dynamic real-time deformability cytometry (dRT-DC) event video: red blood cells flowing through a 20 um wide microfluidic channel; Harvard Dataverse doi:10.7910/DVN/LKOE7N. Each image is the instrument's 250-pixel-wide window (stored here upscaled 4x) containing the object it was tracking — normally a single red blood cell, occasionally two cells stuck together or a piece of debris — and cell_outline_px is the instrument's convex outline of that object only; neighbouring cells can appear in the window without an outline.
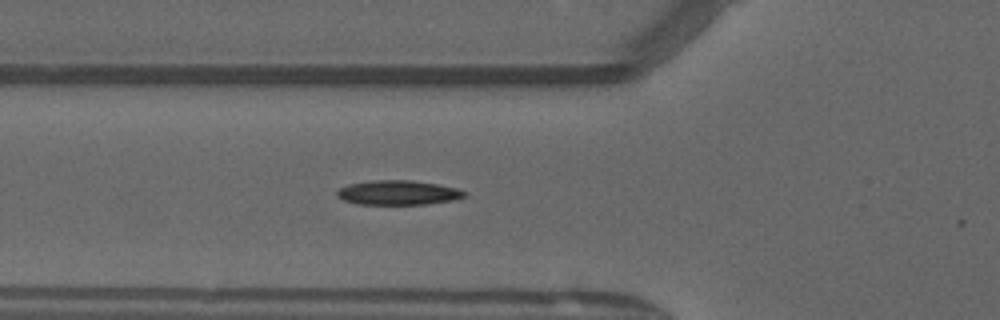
{"species": "common noctule bat (a hibernating species)", "species_latin": "Nyctalus noctula", "temperature_condition": "warm", "stored_images_in_passage": 3, "camera_frame_rate_fps": 3000, "um_per_image_px": 0.085, "animal": {"sex": "male", "forearm_length_mm": 52.5}, "frame": {"image": 1, "passage_image": 2, "time_ms": 0.333, "image_size_px": [1000, 320], "cell_outline_px": [[468, 192], [464, 196], [456, 200], [424, 204], [360, 204], [344, 200], [336, 196], [336, 192], [340, 188], [348, 184], [372, 180], [412, 180], [436, 184], [456, 188]], "centroid_in_image_um": [33.84, 16.37], "position_along_channel_um": 92.0, "area_um2": 18.15}}